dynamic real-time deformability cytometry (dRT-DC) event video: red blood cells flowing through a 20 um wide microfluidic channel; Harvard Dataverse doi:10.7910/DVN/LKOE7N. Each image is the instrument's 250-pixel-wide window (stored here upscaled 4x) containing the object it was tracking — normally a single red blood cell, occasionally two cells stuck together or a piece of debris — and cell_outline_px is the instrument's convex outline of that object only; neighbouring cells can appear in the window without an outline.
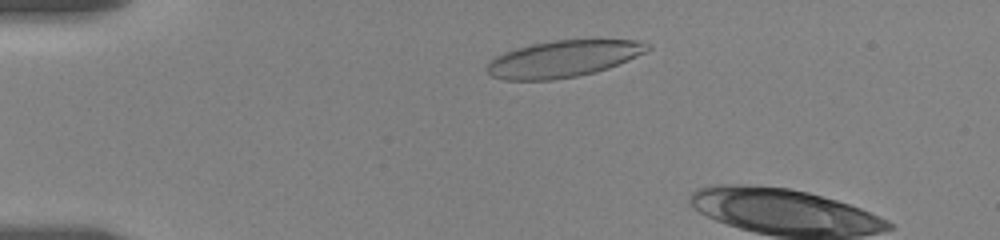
{"species": "human", "species_latin": "Homo sapiens", "temperature_condition": "room temperature", "stored_images_in_passage": 18, "camera_frame_rate_fps": 3000, "um_per_image_px": 0.085, "donor": {"sex": "female"}, "frame": {"image": 1, "passage_image": 9, "time_ms": 2.0, "image_size_px": [1000, 240], "cell_outline_px": [[652, 48], [628, 60], [608, 68], [596, 72], [576, 76], [552, 80], [504, 80], [492, 76], [484, 68], [496, 56], [504, 52], [516, 48], [532, 44], [556, 40], [636, 40], [652, 44]], "centroid_in_image_um": [47.87, 5.0], "position_along_channel_um": 37.1, "area_um2": 34.16}}